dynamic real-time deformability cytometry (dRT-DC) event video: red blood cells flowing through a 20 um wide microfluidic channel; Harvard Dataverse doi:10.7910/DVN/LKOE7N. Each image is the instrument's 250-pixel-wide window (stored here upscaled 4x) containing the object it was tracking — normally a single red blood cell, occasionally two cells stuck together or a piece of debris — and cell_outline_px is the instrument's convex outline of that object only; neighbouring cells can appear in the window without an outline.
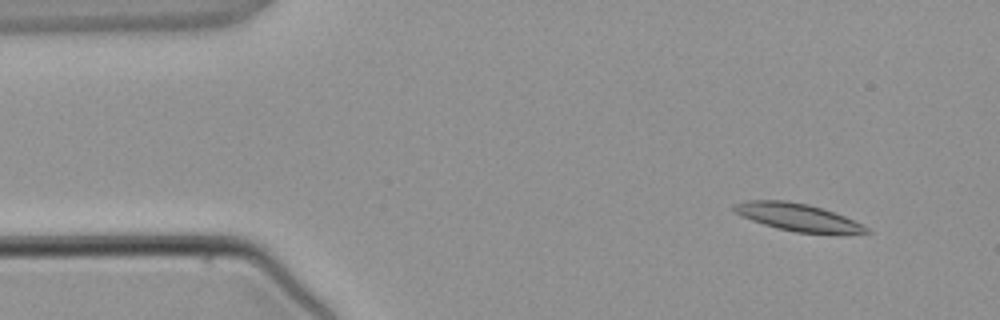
{"species": "common noctule bat (a hibernating species)", "species_latin": "Nyctalus noctula", "temperature_condition": "warm", "stored_images_in_passage": 3, "camera_frame_rate_fps": 3000, "um_per_image_px": 0.085, "animal": {"sex": "male", "body_mass_g": 21.5, "forearm_length_mm": 52.0}, "frame": {"image": 1, "passage_image": 1, "time_ms": 0.0, "image_size_px": [1000, 320], "cell_outline_px": [[872, 232], [796, 232], [776, 228], [740, 216], [732, 208], [732, 204], [748, 200], [784, 200], [808, 204], [844, 216], [868, 228]], "centroid_in_image_um": [67.67, 18.43], "position_along_channel_um": 17.3, "area_um2": 20.46}}